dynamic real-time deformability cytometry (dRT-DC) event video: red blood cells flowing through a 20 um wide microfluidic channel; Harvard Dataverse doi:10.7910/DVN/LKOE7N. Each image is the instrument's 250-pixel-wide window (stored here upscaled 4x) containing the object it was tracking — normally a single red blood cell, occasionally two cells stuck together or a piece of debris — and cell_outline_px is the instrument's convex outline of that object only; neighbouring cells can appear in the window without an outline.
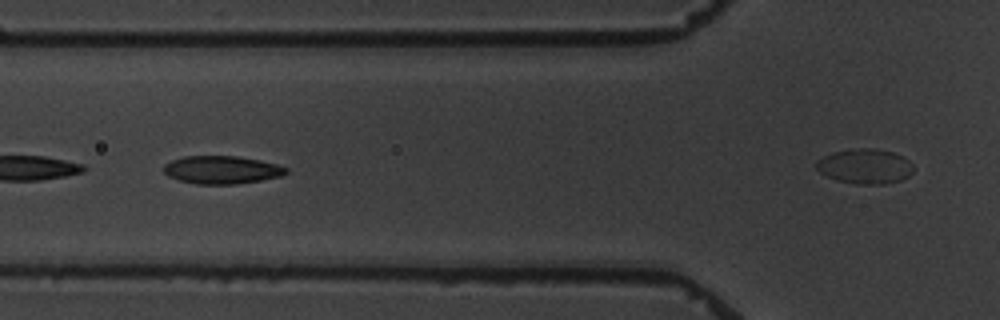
{"species": "common noctule bat (a hibernating species)", "species_latin": "Nyctalus noctula", "temperature_condition": "warm", "stored_images_in_passage": 10, "camera_frame_rate_fps": 3000, "um_per_image_px": 0.085, "animal": {"sex": "male", "body_mass_g": 19.5, "forearm_length_mm": 54.6}, "frame": {"image": 1, "passage_image": 6, "time_ms": 6.667, "image_size_px": [1000, 320], "cell_outline_px": [[288, 172], [280, 176], [260, 180], [236, 184], [196, 184], [180, 180], [168, 176], [164, 172], [164, 164], [172, 160], [184, 156], [236, 156], [260, 160], [276, 164], [288, 168]], "centroid_in_image_um": [18.84, 14.43], "position_along_channel_um": 107.0, "area_um2": 19.83}}
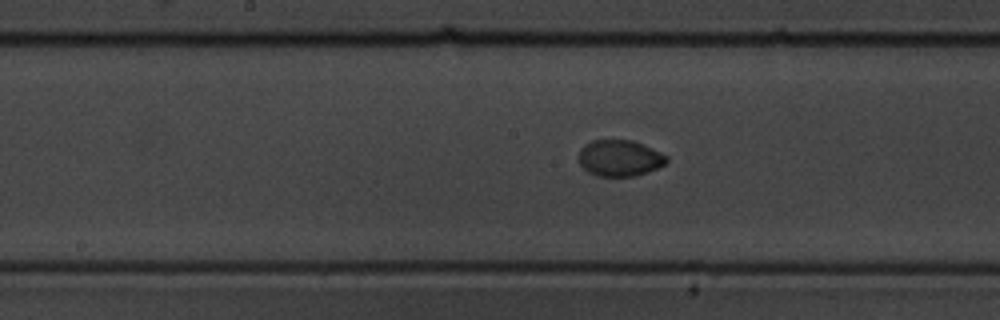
{"frame": {"image": 2, "passage_image": 10, "time_ms": 11.0, "image_size_px": [1000, 320], "cell_outline_px": [[668, 160], [664, 164], [656, 168], [636, 176], [596, 176], [588, 172], [580, 164], [580, 148], [584, 144], [592, 140], [632, 140], [660, 152], [668, 156]], "centroid_in_image_um": [52.66, 13.44], "position_along_channel_um": 195.5, "area_um2": 18.44}}